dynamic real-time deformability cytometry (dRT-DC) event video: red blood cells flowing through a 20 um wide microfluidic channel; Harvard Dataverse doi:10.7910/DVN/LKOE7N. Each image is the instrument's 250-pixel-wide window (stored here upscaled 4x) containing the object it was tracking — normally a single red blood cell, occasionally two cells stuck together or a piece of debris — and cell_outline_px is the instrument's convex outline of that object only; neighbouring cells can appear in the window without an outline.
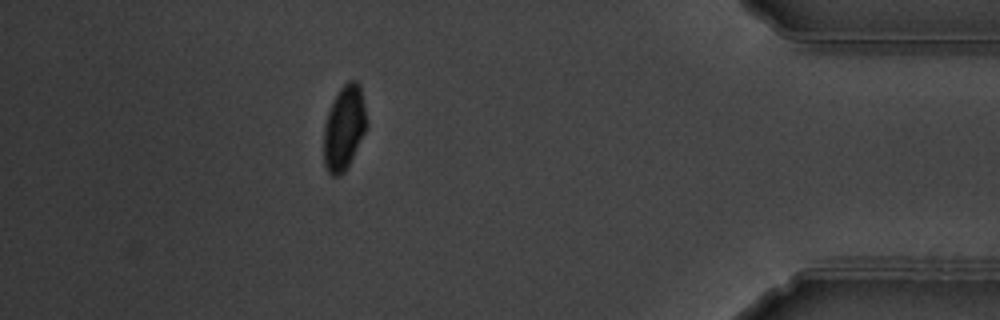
{"species": "common noctule bat (a hibernating species)", "species_latin": "Nyctalus noctula", "temperature_condition": "warm", "stored_images_in_passage": 11, "camera_frame_rate_fps": 3000, "um_per_image_px": 0.085, "animal": {"sex": "male", "body_mass_g": 19.5, "forearm_length_mm": 54.6}, "frame": {"image": 1, "passage_image": 10, "time_ms": 10.333, "image_size_px": [1000, 320], "cell_outline_px": [[368, 124], [344, 172], [336, 176], [332, 176], [328, 172], [324, 164], [324, 128], [328, 112], [340, 88], [348, 80], [356, 80], [360, 84], [368, 120]], "centroid_in_image_um": [29.26, 10.82], "position_along_channel_um": 405.9, "area_um2": 20.81}, "authors_computed_cell_mechanics": {"area_um2": 21.5594, "velocity_mm_per_s": 3.706, "shape_relaxation_time_tau1_ms": 2.209, "shape_relaxation_time_tau2_ms": null, "deformation_change_tau1": 0.0741, "deformation_change_tau2": null}}